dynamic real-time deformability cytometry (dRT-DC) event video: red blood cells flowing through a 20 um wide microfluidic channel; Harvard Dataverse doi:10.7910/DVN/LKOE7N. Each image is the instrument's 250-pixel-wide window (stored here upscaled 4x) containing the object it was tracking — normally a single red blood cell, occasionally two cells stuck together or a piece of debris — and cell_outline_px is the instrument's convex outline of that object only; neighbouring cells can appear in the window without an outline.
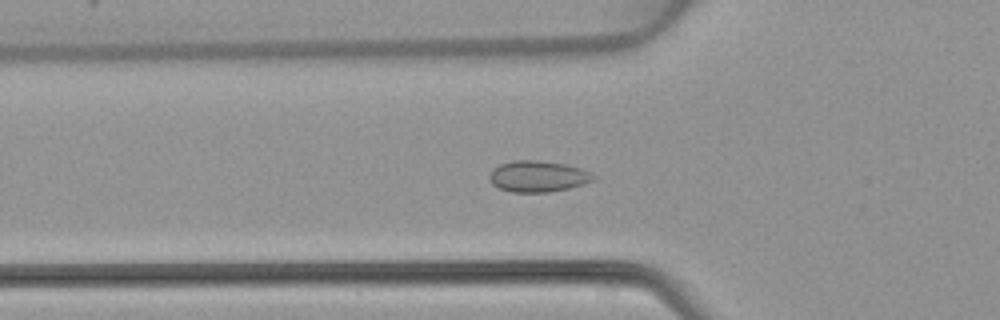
{"species": "common noctule bat (a hibernating species)", "species_latin": "Nyctalus noctula", "temperature_condition": "warm", "stored_images_in_passage": 41, "camera_frame_rate_fps": 3000, "um_per_image_px": 0.085, "animal": {"sex": "female", "body_mass_g": 22.7, "forearm_length_mm": 54.2}, "frame": {"image": 1, "passage_image": 9, "time_ms": 2.667, "image_size_px": [1000, 320], "cell_outline_px": [[596, 180], [584, 184], [568, 188], [548, 192], [512, 192], [500, 188], [492, 184], [488, 180], [488, 176], [492, 168], [500, 164], [512, 160], [540, 160], [564, 164], [580, 168], [596, 176]], "centroid_in_image_um": [45.69, 14.98], "position_along_channel_um": 80.1, "area_um2": 19.02}}
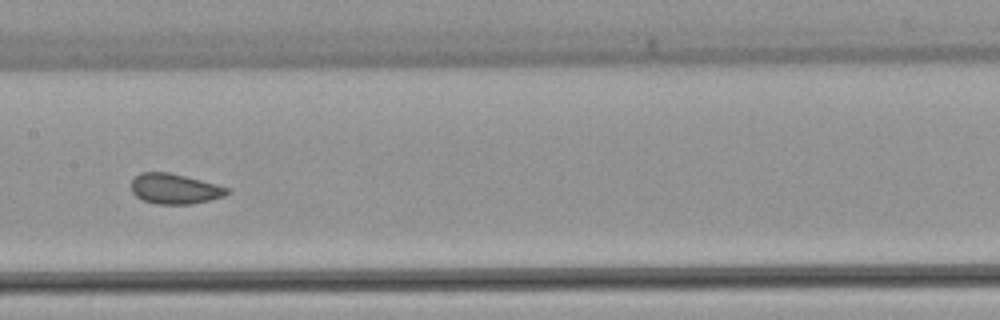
{"frame": {"image": 2, "passage_image": 17, "time_ms": 5.333, "image_size_px": [1000, 320], "cell_outline_px": [[232, 188], [224, 196], [192, 204], [156, 204], [144, 200], [136, 196], [132, 192], [132, 180], [140, 172], [168, 172]], "centroid_in_image_um": [14.85, 16.05], "position_along_channel_um": 192.5, "area_um2": 16.76}}
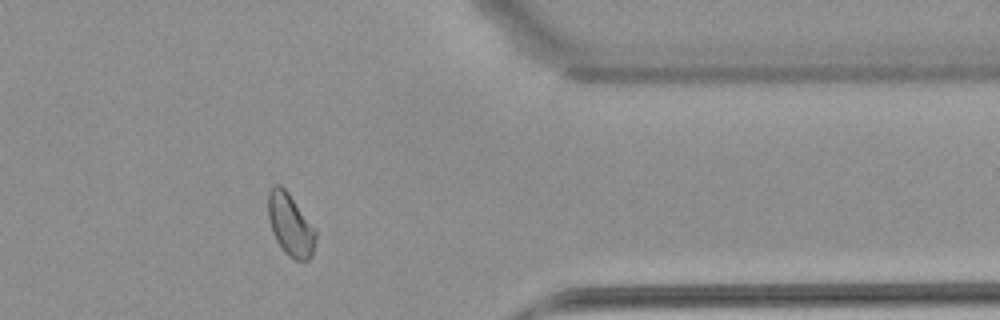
{"frame": {"image": 3, "passage_image": 32, "time_ms": 10.333, "image_size_px": [1000, 320], "cell_outline_px": [[316, 240], [312, 256], [308, 260], [296, 260], [288, 256], [284, 252], [276, 240], [272, 232], [268, 216], [268, 192], [272, 184], [280, 184], [288, 192], [316, 228]], "centroid_in_image_um": [24.69, 19.1], "position_along_channel_um": 386.7, "area_um2": 17.51}}